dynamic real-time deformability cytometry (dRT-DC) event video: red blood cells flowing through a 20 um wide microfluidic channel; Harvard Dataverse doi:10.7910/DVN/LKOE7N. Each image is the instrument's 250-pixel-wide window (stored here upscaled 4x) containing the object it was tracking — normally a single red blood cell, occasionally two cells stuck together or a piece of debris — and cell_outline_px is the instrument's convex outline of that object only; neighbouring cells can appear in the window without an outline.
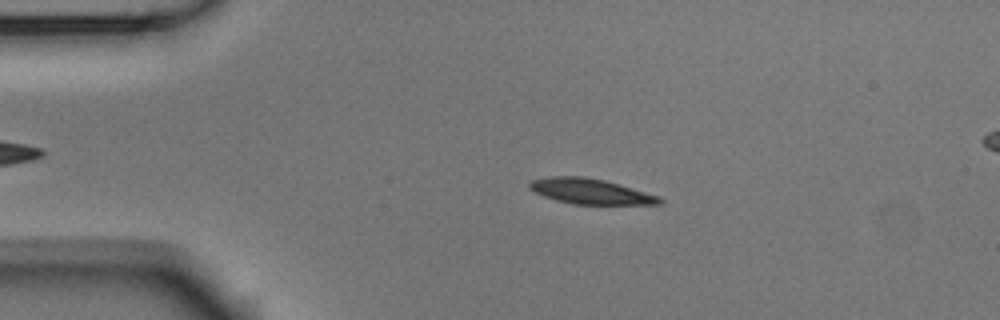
{"species": "Egyptian fruit bat (a non-hibernating species)", "species_latin": "Rousettus aegyptiacus", "temperature_condition": "room temperature", "stored_images_in_passage": 52, "camera_frame_rate_fps": 3000, "um_per_image_px": 0.085, "animal": {"sex": "male"}, "frame": {"image": 1, "passage_image": 10, "time_ms": 3.0, "image_size_px": [1000, 320], "cell_outline_px": [[664, 200], [660, 204], [572, 204], [556, 200], [544, 196], [528, 188], [528, 184], [532, 180], [548, 176], [584, 176], [604, 180], [660, 196]], "centroid_in_image_um": [50.17, 16.26], "position_along_channel_um": 34.8, "area_um2": 19.13}}
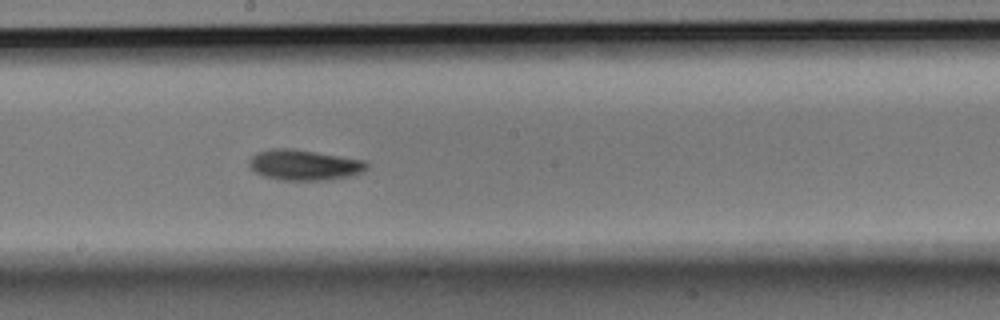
{"frame": {"image": 2, "passage_image": 28, "time_ms": 9.0, "image_size_px": [1000, 320], "cell_outline_px": [[368, 168], [364, 172], [348, 176], [324, 180], [280, 180], [264, 176], [256, 172], [248, 164], [248, 160], [252, 156], [260, 152], [272, 148], [292, 148], [368, 160]], "centroid_in_image_um": [25.9, 14.01], "position_along_channel_um": 222.3, "area_um2": 21.04}}
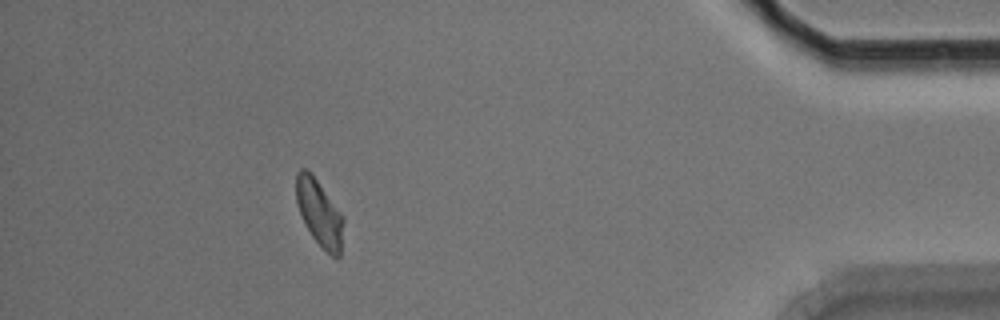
{"frame": {"image": 3, "passage_image": 47, "time_ms": 15.333, "image_size_px": [1000, 320], "cell_outline_px": [[344, 220], [340, 256], [332, 256], [312, 236], [304, 224], [296, 200], [296, 172], [300, 168], [304, 168], [312, 172], [344, 216]], "centroid_in_image_um": [27.14, 18.04], "position_along_channel_um": 408.1, "area_um2": 18.32}, "authors_computed_cell_mechanics": {"area_um2": 19.4786, "velocity_mm_per_s": 3.7631, "shape_relaxation_time_tau1_ms": 2.4476, "shape_relaxation_time_tau2_ms": null, "deformation_change_tau1": 0.112, "deformation_change_tau2": null}}